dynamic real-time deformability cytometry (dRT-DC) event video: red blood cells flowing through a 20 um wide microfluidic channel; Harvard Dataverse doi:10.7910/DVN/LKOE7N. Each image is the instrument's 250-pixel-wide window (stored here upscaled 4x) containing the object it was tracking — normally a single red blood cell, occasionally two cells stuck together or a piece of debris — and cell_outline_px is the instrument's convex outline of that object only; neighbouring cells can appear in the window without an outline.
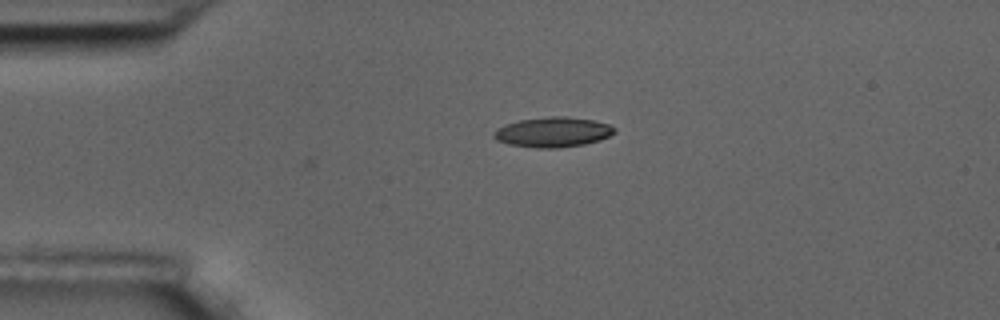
{"species": "common noctule bat (a hibernating species)", "species_latin": "Nyctalus noctula", "temperature_condition": "room temperature", "stored_images_in_passage": 2, "camera_frame_rate_fps": 3000, "um_per_image_px": 0.085, "animal": {"sex": "male", "body_mass_g": 17.5, "forearm_length_mm": 52.3}, "frame": {"image": 1, "passage_image": 1, "time_ms": 0.0, "image_size_px": [1000, 320], "cell_outline_px": [[616, 132], [600, 140], [584, 144], [560, 148], [536, 148], [508, 144], [496, 140], [492, 136], [492, 132], [496, 128], [520, 120], [552, 116], [568, 116], [592, 120], [608, 124], [616, 128]], "centroid_in_image_um": [46.99, 11.23], "position_along_channel_um": 38.0, "area_um2": 21.15}}